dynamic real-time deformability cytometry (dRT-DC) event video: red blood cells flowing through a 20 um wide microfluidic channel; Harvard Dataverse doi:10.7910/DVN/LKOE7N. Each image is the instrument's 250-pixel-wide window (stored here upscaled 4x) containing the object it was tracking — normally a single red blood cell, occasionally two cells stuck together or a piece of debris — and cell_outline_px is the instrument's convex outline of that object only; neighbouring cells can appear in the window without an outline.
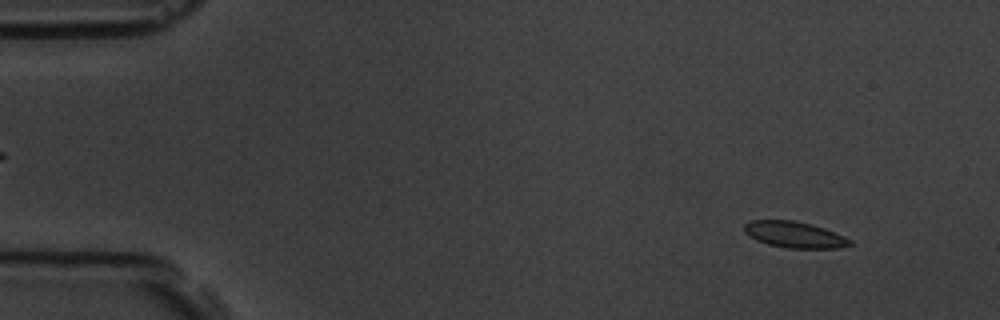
{"species": "common noctule bat (a hibernating species)", "species_latin": "Nyctalus noctula", "temperature_condition": "room temperature", "stored_images_in_passage": 5, "camera_frame_rate_fps": 3000, "um_per_image_px": 0.085, "animal": {"sex": "male", "body_mass_g": 19.5, "forearm_length_mm": 54.6}, "frame": {"image": 1, "passage_image": 1, "time_ms": 0.0, "image_size_px": [1000, 320], "cell_outline_px": [[852, 244], [840, 248], [788, 248], [768, 244], [756, 240], [748, 236], [744, 232], [744, 224], [752, 220], [792, 220], [824, 228], [844, 236], [852, 240]], "centroid_in_image_um": [67.51, 19.95], "position_along_channel_um": 17.5, "area_um2": 16.07}}
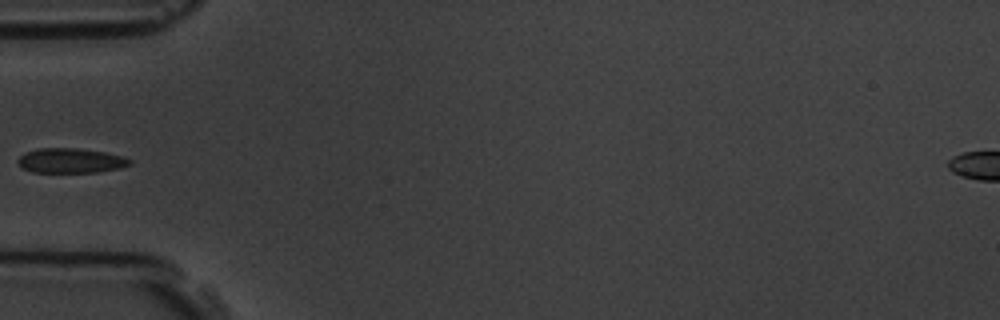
{"frame": {"image": 2, "passage_image": 4, "time_ms": 4.333, "image_size_px": [1000, 320], "cell_outline_px": [[132, 164], [120, 168], [100, 172], [32, 172], [24, 168], [16, 160], [24, 152], [40, 148], [76, 148], [104, 152], [124, 156], [132, 160]], "centroid_in_image_um": [6.04, 13.65], "position_along_channel_um": 79.0, "area_um2": 16.18}}
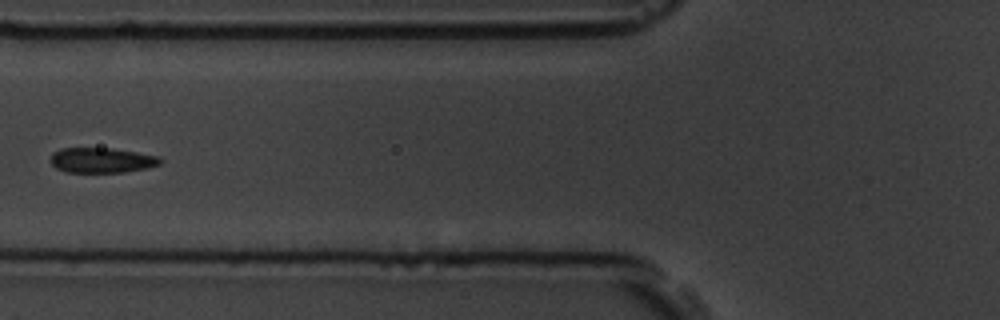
{"frame": {"image": 3, "passage_image": 5, "time_ms": 5.333, "image_size_px": [1000, 320], "cell_outline_px": [[164, 160], [160, 164], [148, 168], [124, 172], [64, 172], [56, 168], [52, 164], [52, 152], [60, 148], [112, 148], [160, 156]], "centroid_in_image_um": [8.68, 13.62], "position_along_channel_um": 117.1, "area_um2": 16.18}}